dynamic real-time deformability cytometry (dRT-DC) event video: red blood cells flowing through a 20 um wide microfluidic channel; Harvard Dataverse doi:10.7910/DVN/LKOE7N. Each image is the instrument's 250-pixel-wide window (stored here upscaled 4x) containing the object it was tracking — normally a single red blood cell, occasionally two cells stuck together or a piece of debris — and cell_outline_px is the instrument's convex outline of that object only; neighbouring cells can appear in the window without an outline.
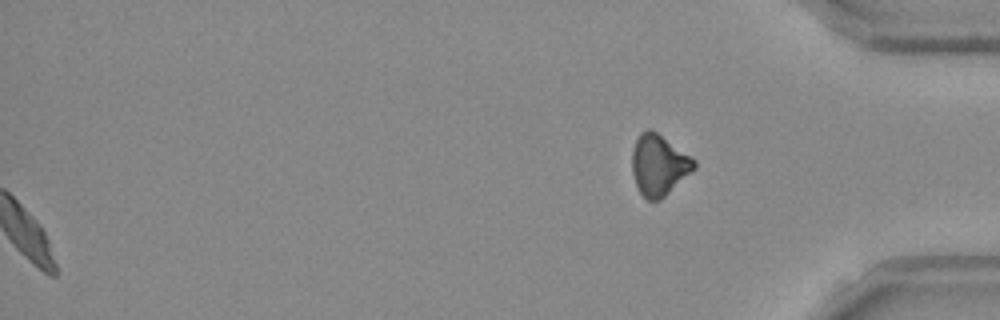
{"species": "Egyptian fruit bat (a non-hibernating species)", "species_latin": "Rousettus aegyptiacus", "temperature_condition": "room temperature", "stored_images_in_passage": 51, "segment_of_instrument_passage": [2, 2], "camera_frame_rate_fps": 3000, "um_per_image_px": 0.085, "frame": {"image": 1, "passage_image": 51, "time_ms": 16.667, "image_size_px": [1000, 320], "cell_outline_px": [[696, 168], [660, 200], [648, 200], [640, 192], [636, 184], [632, 172], [632, 152], [636, 140], [640, 132], [648, 128], [656, 132], [696, 160]], "centroid_in_image_um": [55.99, 14.02], "position_along_channel_um": 379.2, "area_um2": 21.73}}